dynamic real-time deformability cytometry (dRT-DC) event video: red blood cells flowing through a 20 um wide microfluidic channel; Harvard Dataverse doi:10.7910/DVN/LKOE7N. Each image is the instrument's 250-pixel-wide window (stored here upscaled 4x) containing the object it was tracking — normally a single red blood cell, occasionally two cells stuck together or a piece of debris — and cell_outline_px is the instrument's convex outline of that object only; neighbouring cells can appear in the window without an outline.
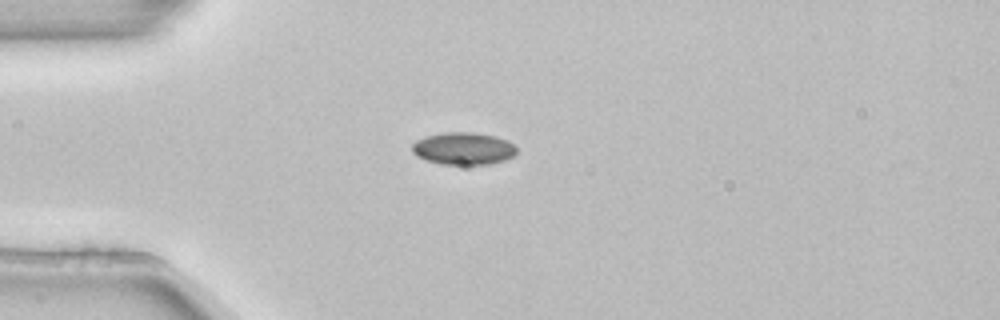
{"species": "common noctule bat (a hibernating species)", "species_latin": "Nyctalus noctula", "temperature_condition": "room temperature", "stored_images_in_passage": 2, "camera_frame_rate_fps": 3000, "um_per_image_px": 0.085, "animal": {"sex": "female", "body_mass_g": 22.7, "forearm_length_mm": 54.2}, "frame": {"image": 1, "passage_image": 1, "time_ms": 0.0, "image_size_px": [1000, 320], "cell_outline_px": [[516, 156], [504, 160], [488, 164], [440, 164], [424, 160], [416, 156], [412, 152], [412, 144], [416, 140], [424, 136], [444, 132], [476, 132], [496, 136], [508, 140], [516, 148]], "centroid_in_image_um": [39.37, 12.62], "position_along_channel_um": 45.6, "area_um2": 20.0}}
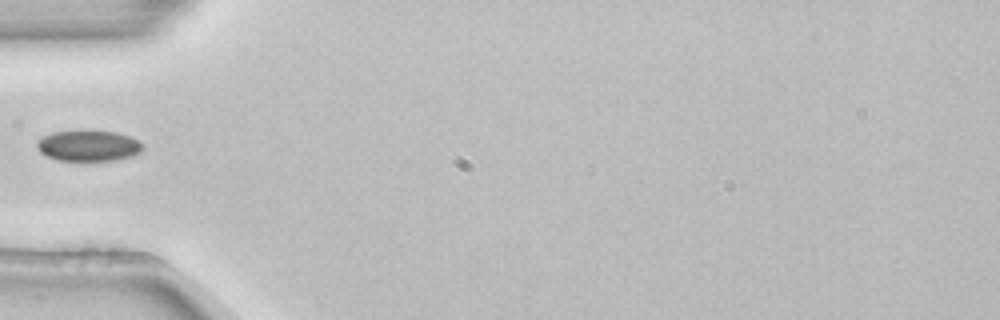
{"frame": {"image": 2, "passage_image": 2, "time_ms": 0.333, "image_size_px": [1000, 320], "cell_outline_px": [[144, 148], [140, 152], [132, 156], [116, 160], [56, 160], [40, 152], [36, 148], [36, 144], [44, 136], [52, 132], [116, 132], [140, 140]], "centroid_in_image_um": [7.55, 12.41], "position_along_channel_um": 77.5, "area_um2": 18.61}}